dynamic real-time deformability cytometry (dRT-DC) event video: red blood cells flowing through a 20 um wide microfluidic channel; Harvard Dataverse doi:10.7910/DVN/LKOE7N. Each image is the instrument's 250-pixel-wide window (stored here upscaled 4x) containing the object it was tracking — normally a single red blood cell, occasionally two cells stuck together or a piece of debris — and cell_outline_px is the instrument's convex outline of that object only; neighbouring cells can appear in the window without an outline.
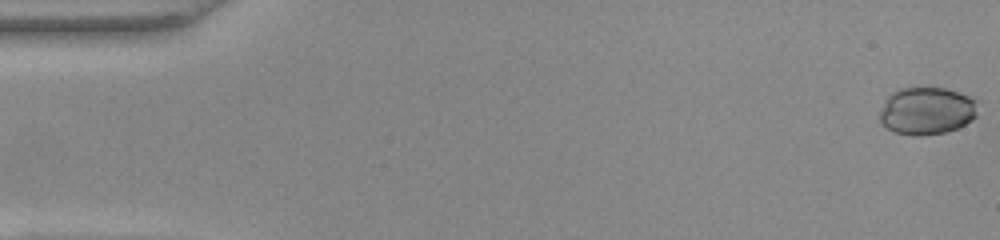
{"species": "common noctule bat (a hibernating species)", "species_latin": "Nyctalus noctula", "temperature_condition": "warm", "stored_images_in_passage": 50, "camera_frame_rate_fps": 3000, "um_per_image_px": 0.085, "animal": {"sex": "female", "body_mass_g": 22.0, "forearm_length_mm": 56.7}, "frame": {"image": 1, "passage_image": 1, "time_ms": 0.0, "image_size_px": [1000, 240], "cell_outline_px": [[976, 116], [972, 120], [956, 128], [944, 132], [920, 136], [896, 132], [888, 128], [880, 120], [880, 112], [888, 96], [892, 92], [900, 88], [944, 88], [968, 96], [976, 100]], "centroid_in_image_um": [78.77, 9.42], "position_along_channel_um": 6.2, "area_um2": 26.65}}
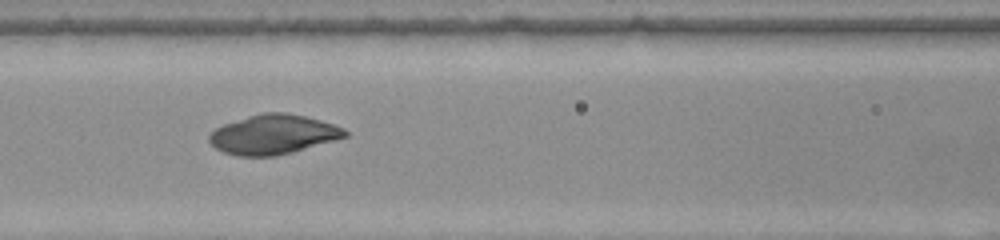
{"frame": {"image": 2, "passage_image": 22, "time_ms": 7.0, "image_size_px": [1000, 240], "cell_outline_px": [[348, 136], [336, 140], [292, 152], [276, 156], [236, 156], [224, 152], [216, 148], [208, 140], [208, 136], [216, 128], [224, 124], [248, 116], [264, 112], [288, 112], [320, 120], [344, 128], [348, 132]], "centroid_in_image_um": [23.24, 11.43], "position_along_channel_um": 143.4, "area_um2": 31.21}}
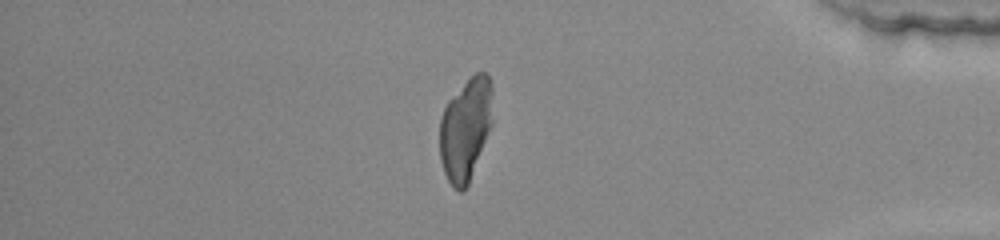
{"frame": {"image": 3, "passage_image": 43, "time_ms": 14.0, "image_size_px": [1000, 240], "cell_outline_px": [[492, 124], [468, 184], [464, 192], [460, 192], [452, 188], [444, 172], [440, 160], [440, 120], [444, 108], [448, 100], [476, 72], [488, 72], [492, 84]], "centroid_in_image_um": [39.58, 10.98], "position_along_channel_um": 395.6, "area_um2": 31.67}}